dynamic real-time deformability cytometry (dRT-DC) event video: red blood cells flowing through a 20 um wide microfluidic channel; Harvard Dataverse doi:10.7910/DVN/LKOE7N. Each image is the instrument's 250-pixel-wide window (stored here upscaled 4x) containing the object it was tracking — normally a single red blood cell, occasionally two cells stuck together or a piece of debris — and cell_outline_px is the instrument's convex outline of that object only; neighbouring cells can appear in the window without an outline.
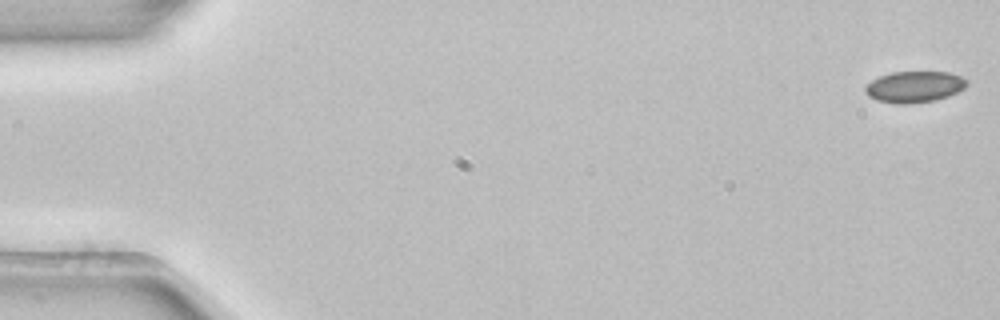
{"species": "common noctule bat (a hibernating species)", "species_latin": "Nyctalus noctula", "temperature_condition": "room temperature", "stored_images_in_passage": 4, "camera_frame_rate_fps": 3000, "um_per_image_px": 0.085, "animal": {"sex": "female", "body_mass_g": 22.7, "forearm_length_mm": 54.2}, "frame": {"image": 1, "passage_image": 1, "time_ms": 0.0, "image_size_px": [1000, 320], "cell_outline_px": [[968, 84], [964, 88], [948, 96], [936, 100], [912, 104], [896, 104], [876, 100], [868, 96], [864, 92], [864, 88], [872, 80], [880, 76], [892, 72], [948, 72], [960, 76], [968, 80]], "centroid_in_image_um": [77.71, 7.39], "position_along_channel_um": 7.3, "area_um2": 18.61}}
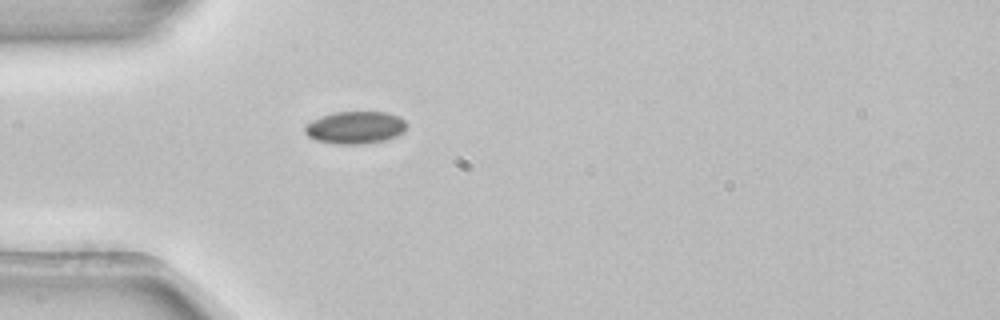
{"frame": {"image": 2, "passage_image": 4, "time_ms": 1.0, "image_size_px": [1000, 320], "cell_outline_px": [[408, 124], [404, 132], [396, 136], [384, 140], [364, 144], [336, 144], [316, 140], [308, 136], [304, 132], [304, 128], [312, 120], [320, 116], [336, 112], [388, 112], [400, 116]], "centroid_in_image_um": [30.22, 10.84], "position_along_channel_um": 54.8, "area_um2": 19.36}}